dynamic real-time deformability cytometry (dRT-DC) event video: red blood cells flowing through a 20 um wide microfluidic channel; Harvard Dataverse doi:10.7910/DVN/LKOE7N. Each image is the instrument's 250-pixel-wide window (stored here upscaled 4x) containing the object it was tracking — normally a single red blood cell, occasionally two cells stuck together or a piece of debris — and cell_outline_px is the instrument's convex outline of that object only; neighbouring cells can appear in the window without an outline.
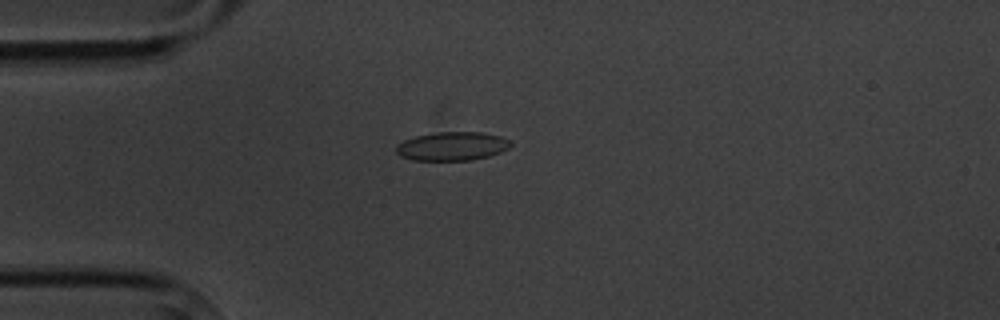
{"species": "common noctule bat (a hibernating species)", "species_latin": "Nyctalus noctula", "temperature_condition": "cold", "stored_images_in_passage": 4, "camera_frame_rate_fps": 3000, "um_per_image_px": 0.085, "animal": {"sex": "male", "body_mass_g": 20.1, "forearm_length_mm": 53.5}, "frame": {"image": 1, "passage_image": 1, "time_ms": 0.0, "image_size_px": [1000, 320], "cell_outline_px": [[512, 144], [508, 148], [500, 152], [488, 156], [468, 160], [412, 160], [400, 156], [396, 152], [396, 144], [404, 140], [416, 136], [436, 132], [480, 132], [500, 136], [508, 140]], "centroid_in_image_um": [38.39, 12.42], "position_along_channel_um": 46.6, "area_um2": 19.02}}
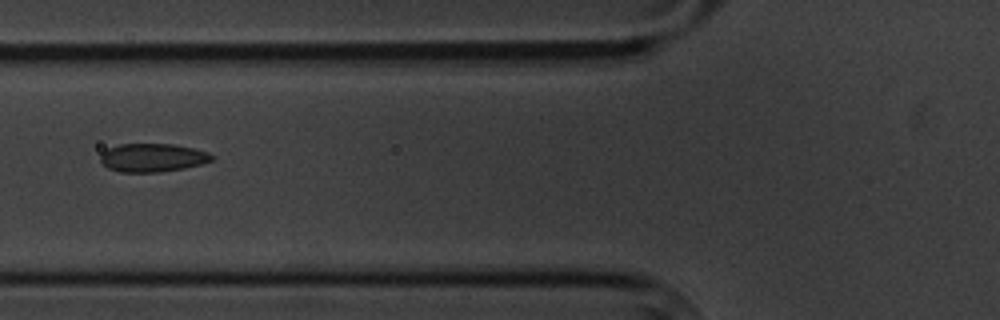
{"frame": {"image": 2, "passage_image": 3, "time_ms": 2.333, "image_size_px": [1000, 320], "cell_outline_px": [[216, 156], [212, 160], [200, 164], [184, 168], [160, 172], [120, 172], [108, 168], [100, 160], [100, 152], [108, 148], [120, 144], [172, 144], [192, 148], [208, 152]], "centroid_in_image_um": [12.95, 13.4], "position_along_channel_um": 112.8, "area_um2": 18.44}}
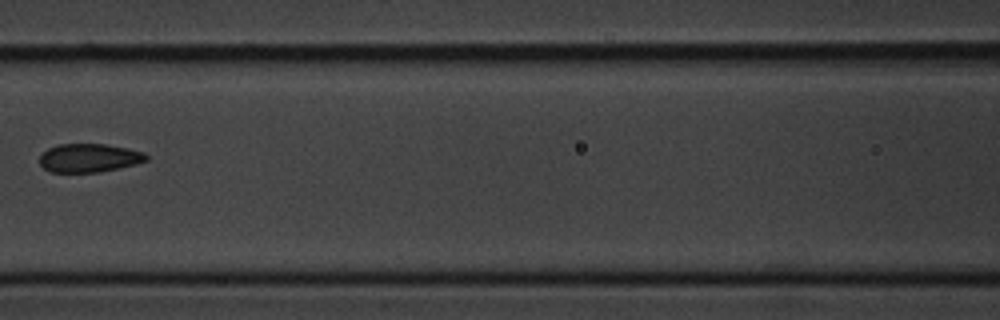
{"frame": {"image": 3, "passage_image": 4, "time_ms": 3.667, "image_size_px": [1000, 320], "cell_outline_px": [[148, 160], [136, 164], [100, 172], [52, 172], [44, 168], [40, 164], [40, 156], [48, 148], [60, 144], [104, 144], [128, 148], [144, 152], [148, 156]], "centroid_in_image_um": [7.6, 13.42], "position_along_channel_um": 159.0, "area_um2": 17.69}}